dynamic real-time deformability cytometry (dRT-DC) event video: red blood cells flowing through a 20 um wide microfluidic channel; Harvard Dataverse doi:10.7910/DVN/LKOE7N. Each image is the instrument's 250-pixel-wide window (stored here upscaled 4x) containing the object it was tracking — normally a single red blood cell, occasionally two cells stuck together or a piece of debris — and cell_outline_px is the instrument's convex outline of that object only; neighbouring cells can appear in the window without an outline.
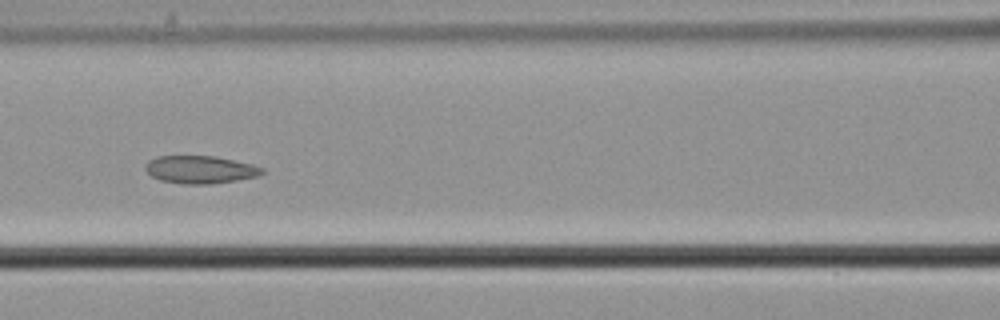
{"species": "common noctule bat (a hibernating species)", "species_latin": "Nyctalus noctula", "temperature_condition": "cold", "stored_images_in_passage": 8, "camera_frame_rate_fps": 3000, "um_per_image_px": 0.085, "animal": {"sex": "male", "body_mass_g": 21.5, "forearm_length_mm": 52.0}, "frame": {"image": 1, "passage_image": 7, "time_ms": 2.0, "image_size_px": [1000, 320], "cell_outline_px": [[264, 172], [260, 176], [236, 180], [208, 184], [184, 184], [160, 180], [152, 176], [144, 168], [144, 164], [148, 160], [160, 156], [212, 156], [252, 164], [264, 168]], "centroid_in_image_um": [17.01, 14.42], "position_along_channel_um": 149.6, "area_um2": 18.79}}
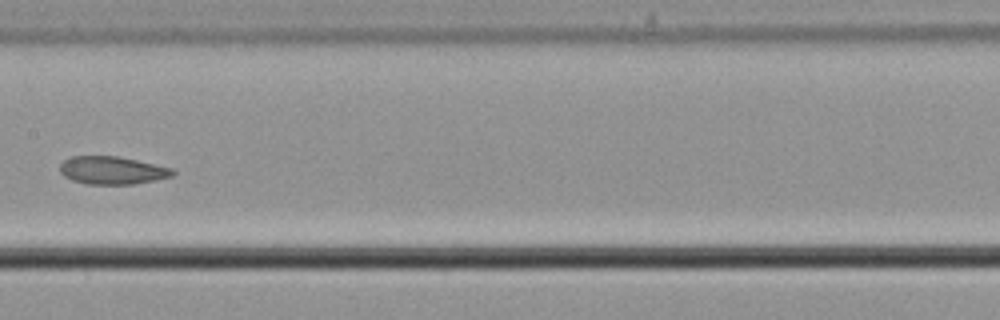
{"frame": {"image": 2, "passage_image": 8, "time_ms": 2.333, "image_size_px": [1000, 320], "cell_outline_px": [[176, 172], [172, 176], [132, 184], [88, 184], [72, 180], [64, 176], [60, 172], [60, 164], [68, 156], [116, 156], [136, 160], [172, 168]], "centroid_in_image_um": [9.49, 14.47], "position_along_channel_um": 197.9, "area_um2": 18.15}}